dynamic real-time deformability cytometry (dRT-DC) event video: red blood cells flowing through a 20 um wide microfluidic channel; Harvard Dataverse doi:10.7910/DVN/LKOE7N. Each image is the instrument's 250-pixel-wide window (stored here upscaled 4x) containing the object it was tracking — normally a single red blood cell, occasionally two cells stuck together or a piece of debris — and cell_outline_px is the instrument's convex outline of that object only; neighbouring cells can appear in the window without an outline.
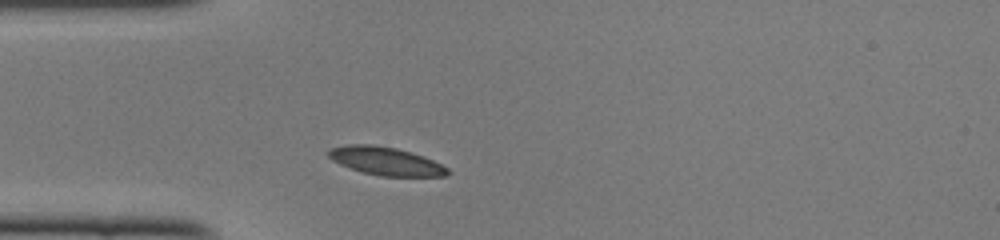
{"species": "common noctule bat (a hibernating species)", "species_latin": "Nyctalus noctula", "temperature_condition": "cold", "stored_images_in_passage": 37, "camera_frame_rate_fps": 3000, "um_per_image_px": 0.085, "animal": {"sex": "female", "body_mass_g": 22.0, "forearm_length_mm": 56.7}, "frame": {"image": 1, "passage_image": 1, "time_ms": 0.0, "image_size_px": [1000, 240], "cell_outline_px": [[452, 172], [444, 176], [380, 176], [364, 172], [340, 164], [332, 160], [328, 156], [328, 148], [348, 144], [372, 144], [396, 148], [412, 152], [432, 160], [448, 168]], "centroid_in_image_um": [32.78, 13.68], "position_along_channel_um": 52.2, "area_um2": 19.48}}
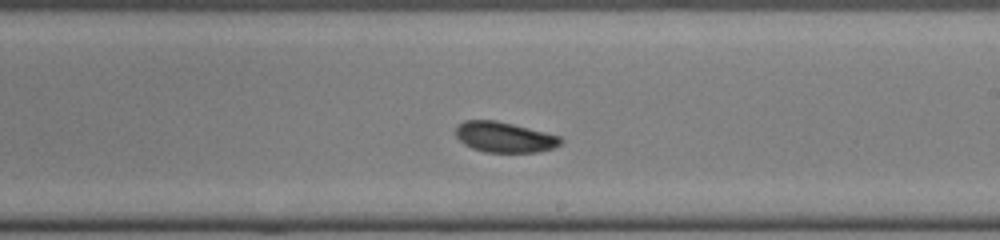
{"frame": {"image": 2, "passage_image": 16, "time_ms": 5.0, "image_size_px": [1000, 240], "cell_outline_px": [[564, 140], [560, 144], [552, 148], [536, 152], [484, 152], [472, 148], [464, 144], [456, 136], [456, 124], [464, 120], [496, 120], [560, 136]], "centroid_in_image_um": [42.84, 11.65], "position_along_channel_um": 246.2, "area_um2": 18.55}}
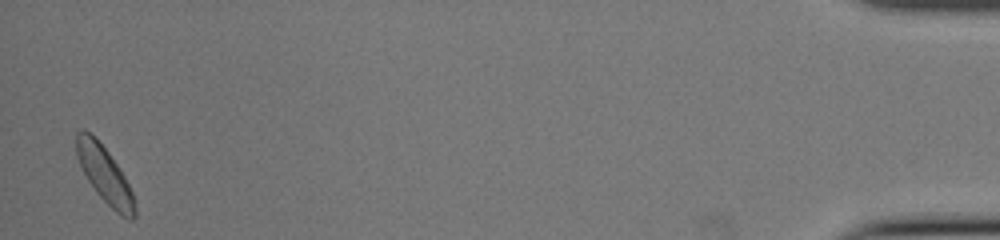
{"frame": {"image": 3, "passage_image": 36, "time_ms": 11.667, "image_size_px": [1000, 240], "cell_outline_px": [[136, 216], [132, 220], [128, 220], [120, 216], [96, 192], [88, 180], [76, 156], [76, 132], [84, 128], [108, 152], [124, 176], [136, 200]], "centroid_in_image_um": [8.92, 14.9], "position_along_channel_um": 426.3, "area_um2": 18.9}, "authors_computed_cell_mechanics": {"area_um2": 18.9006, "velocity_mm_per_s": 4.0345, "shape_relaxation_time_tau1_ms": 3.0049, "shape_relaxation_time_tau2_ms": null, "deformation_change_tau1": 0.0761, "deformation_change_tau2": null}}